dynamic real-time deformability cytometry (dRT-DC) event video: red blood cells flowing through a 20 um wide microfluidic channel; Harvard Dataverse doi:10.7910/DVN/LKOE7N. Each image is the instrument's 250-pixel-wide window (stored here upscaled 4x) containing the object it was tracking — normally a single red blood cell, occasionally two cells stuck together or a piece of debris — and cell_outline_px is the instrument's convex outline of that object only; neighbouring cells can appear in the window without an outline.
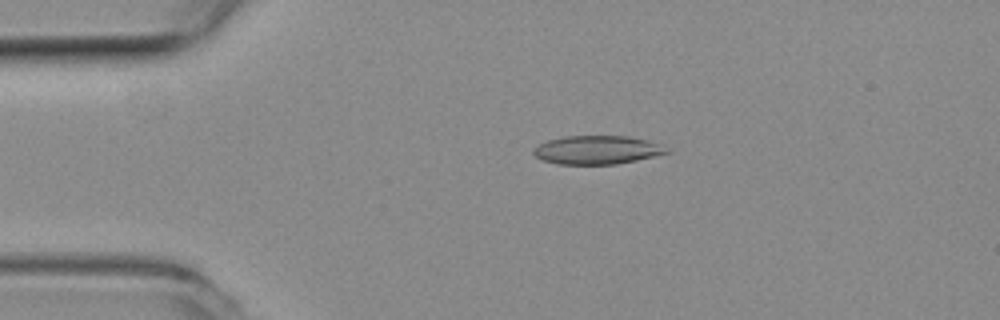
{"species": "common noctule bat (a hibernating species)", "species_latin": "Nyctalus noctula", "temperature_condition": "room temperature", "stored_images_in_passage": 55, "camera_frame_rate_fps": 3000, "um_per_image_px": 0.085, "animal": {"sex": "female", "body_mass_g": 19.3, "forearm_length_mm": 54.1}, "frame": {"image": 1, "passage_image": 11, "time_ms": 3.333, "image_size_px": [1000, 320], "cell_outline_px": [[672, 152], [636, 160], [616, 164], [556, 164], [540, 160], [532, 152], [532, 148], [548, 140], [564, 136], [628, 136], [648, 140], [664, 144]], "centroid_in_image_um": [50.78, 12.74], "position_along_channel_um": 34.2, "area_um2": 22.43}}
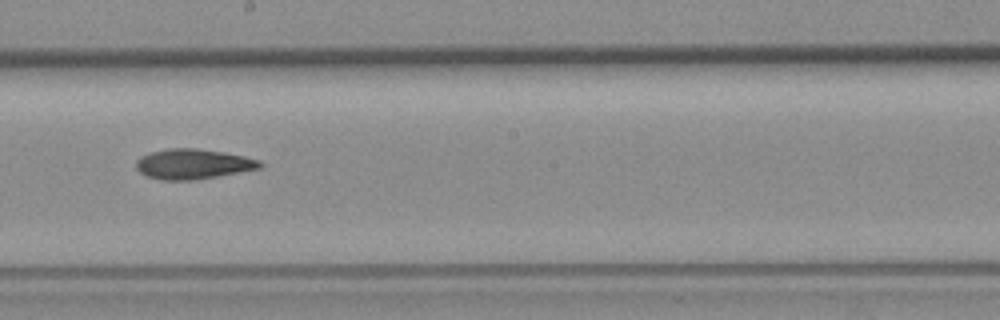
{"frame": {"image": 2, "passage_image": 30, "time_ms": 9.667, "image_size_px": [1000, 320], "cell_outline_px": [[264, 164], [260, 168], [216, 176], [192, 180], [160, 180], [148, 176], [140, 172], [136, 168], [136, 160], [140, 156], [148, 152], [168, 148], [196, 148], [224, 152], [244, 156], [260, 160]], "centroid_in_image_um": [16.38, 13.93], "position_along_channel_um": 231.8, "area_um2": 21.73}}
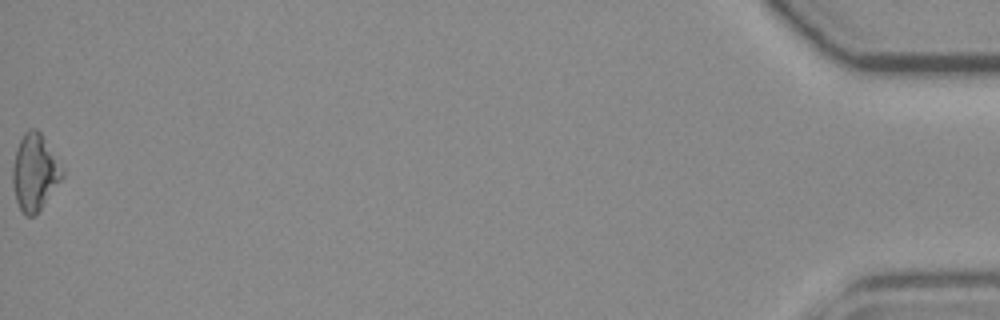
{"frame": {"image": 3, "passage_image": 55, "time_ms": 18.0, "image_size_px": [1000, 320], "cell_outline_px": [[64, 176], [36, 216], [24, 216], [16, 200], [12, 184], [12, 168], [16, 148], [24, 132], [28, 128], [36, 128], [40, 132], [64, 168]], "centroid_in_image_um": [2.95, 14.65], "position_along_channel_um": 432.2, "area_um2": 22.37}}